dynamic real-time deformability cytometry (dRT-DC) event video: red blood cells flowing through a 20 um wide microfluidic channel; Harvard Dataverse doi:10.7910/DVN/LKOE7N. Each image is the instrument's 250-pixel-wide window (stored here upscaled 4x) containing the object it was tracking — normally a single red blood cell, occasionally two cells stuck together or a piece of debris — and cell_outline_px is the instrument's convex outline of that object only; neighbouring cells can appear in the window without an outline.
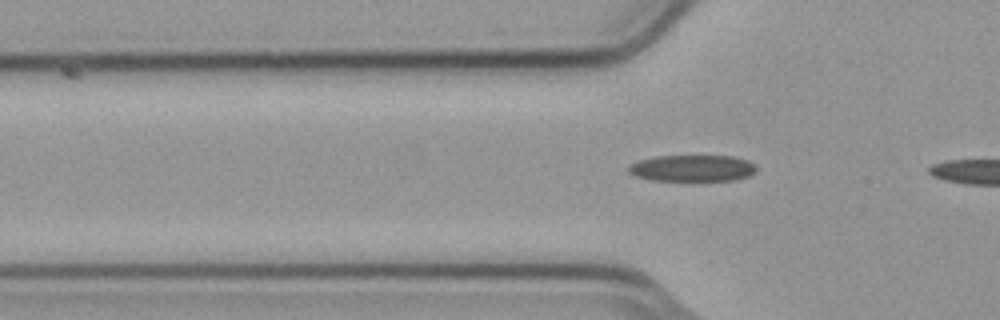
{"species": "common noctule bat (a hibernating species)", "species_latin": "Nyctalus noctula", "temperature_condition": "cold", "stored_images_in_passage": 3, "camera_frame_rate_fps": 3000, "um_per_image_px": 0.085, "animal": {"sex": "male", "body_mass_g": 23.1, "forearm_length_mm": 52.7}, "frame": {"image": 1, "passage_image": 3, "time_ms": 0.667, "image_size_px": [1000, 320], "cell_outline_px": [[756, 172], [748, 176], [736, 180], [652, 180], [636, 176], [628, 172], [628, 164], [640, 160], [656, 156], [732, 156], [748, 160], [756, 164]], "centroid_in_image_um": [58.87, 14.29], "position_along_channel_um": 66.9, "area_um2": 19.77}}